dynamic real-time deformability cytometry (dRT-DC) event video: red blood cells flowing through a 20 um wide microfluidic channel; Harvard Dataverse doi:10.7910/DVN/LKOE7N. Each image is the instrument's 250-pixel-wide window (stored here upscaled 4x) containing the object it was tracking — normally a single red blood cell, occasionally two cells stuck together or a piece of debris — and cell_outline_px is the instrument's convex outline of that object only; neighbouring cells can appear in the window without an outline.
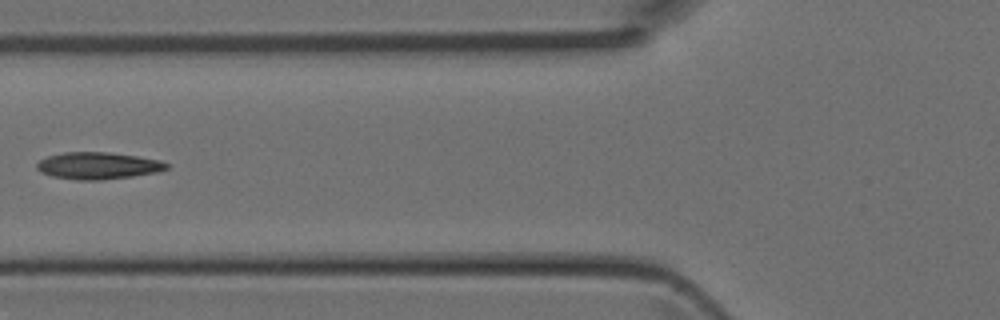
{"species": "Egyptian fruit bat (a non-hibernating species)", "species_latin": "Rousettus aegyptiacus", "temperature_condition": "room temperature", "stored_images_in_passage": 3, "camera_frame_rate_fps": 3000, "um_per_image_px": 0.085, "animal": {"sex": "female"}, "frame": {"image": 1, "passage_image": 3, "time_ms": 0.667, "image_size_px": [1000, 320], "cell_outline_px": [[168, 168], [156, 172], [132, 176], [100, 180], [76, 180], [52, 176], [40, 172], [36, 168], [36, 164], [40, 160], [48, 156], [64, 152], [108, 152], [136, 156], [160, 160], [168, 164]], "centroid_in_image_um": [8.3, 14.08], "position_along_channel_um": 117.5, "area_um2": 20.29}}